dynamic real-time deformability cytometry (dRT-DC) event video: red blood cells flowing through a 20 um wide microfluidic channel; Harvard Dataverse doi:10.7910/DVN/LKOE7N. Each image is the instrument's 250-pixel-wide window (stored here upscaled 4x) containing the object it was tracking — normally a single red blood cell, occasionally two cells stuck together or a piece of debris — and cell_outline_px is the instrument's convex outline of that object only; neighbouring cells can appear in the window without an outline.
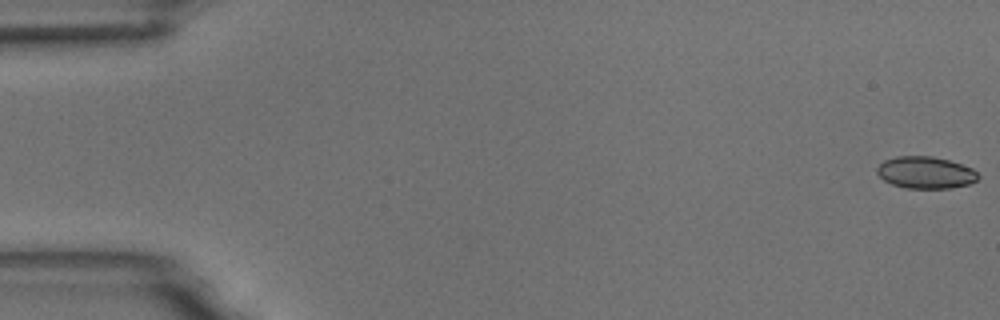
{"species": "common noctule bat (a hibernating species)", "species_latin": "Nyctalus noctula", "temperature_condition": "room temperature", "stored_images_in_passage": 55, "camera_frame_rate_fps": 3000, "um_per_image_px": 0.085, "animal": {"sex": "male", "body_mass_g": 18.8}, "frame": {"image": 1, "passage_image": 1, "time_ms": 0.0, "image_size_px": [1000, 320], "cell_outline_px": [[980, 176], [976, 180], [968, 184], [952, 188], [904, 188], [892, 184], [884, 180], [876, 172], [876, 168], [884, 160], [896, 156], [932, 156], [948, 160], [972, 168]], "centroid_in_image_um": [78.65, 14.66], "position_along_channel_um": 6.3, "area_um2": 18.79}}
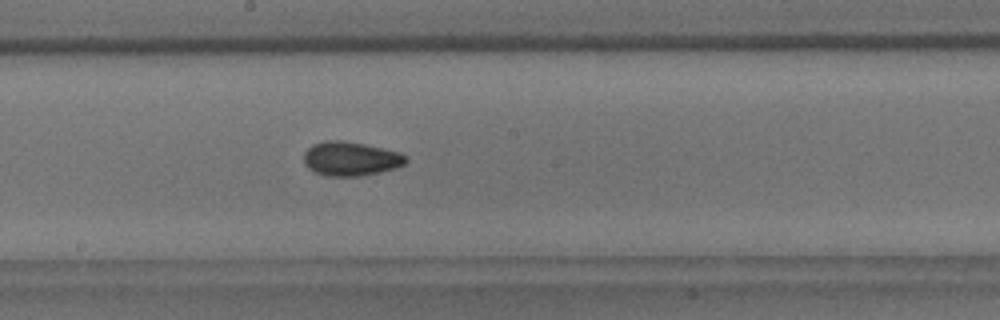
{"frame": {"image": 2, "passage_image": 30, "time_ms": 9.667, "image_size_px": [1000, 320], "cell_outline_px": [[408, 160], [404, 164], [396, 168], [380, 172], [360, 176], [324, 176], [308, 168], [304, 164], [304, 152], [312, 144], [324, 140], [340, 140], [364, 144], [400, 152], [408, 156]], "centroid_in_image_um": [29.81, 13.49], "position_along_channel_um": 218.4, "area_um2": 20.46}}
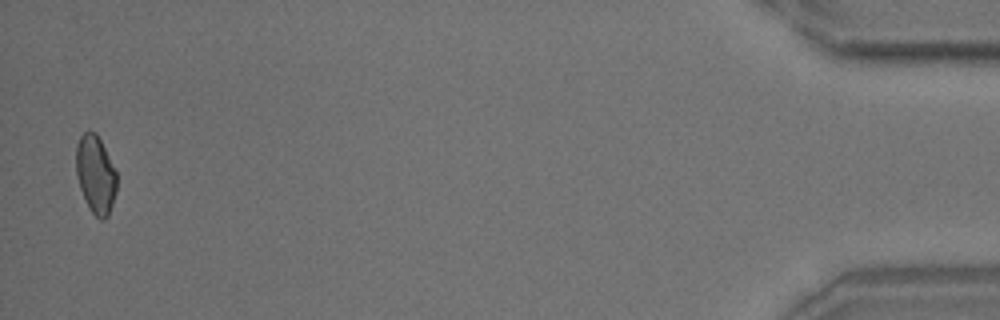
{"frame": {"image": 3, "passage_image": 54, "time_ms": 17.667, "image_size_px": [1000, 320], "cell_outline_px": [[116, 192], [108, 216], [104, 220], [100, 220], [92, 212], [84, 200], [76, 176], [76, 144], [80, 136], [88, 128], [96, 132], [116, 172]], "centroid_in_image_um": [8.1, 14.82], "position_along_channel_um": 427.1, "area_um2": 18.55}, "authors_computed_cell_mechanics": {"area_um2": 19.074, "velocity_mm_per_s": 3.7285, "shape_relaxation_time_tau1_ms": 9.8386, "shape_relaxation_time_tau2_ms": 2.351, "deformation_change_tau1": 0.1259, "deformation_change_tau2": 0.0693}}